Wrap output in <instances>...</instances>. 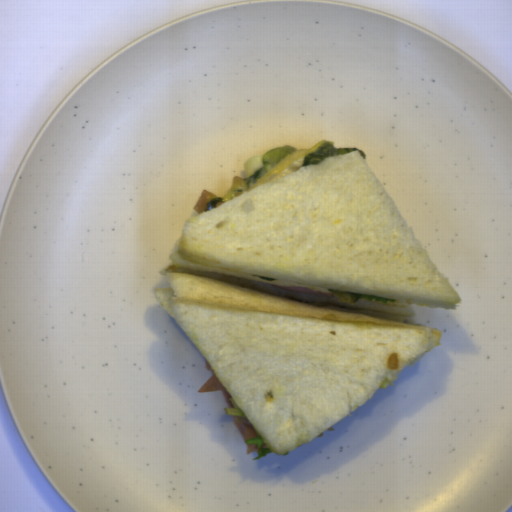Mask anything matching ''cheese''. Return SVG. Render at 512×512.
<instances>
[{
  "mask_svg": "<svg viewBox=\"0 0 512 512\" xmlns=\"http://www.w3.org/2000/svg\"><path fill=\"white\" fill-rule=\"evenodd\" d=\"M324 142H326L325 139L320 142H317L311 149H296V152L289 153L277 165H275L270 171H268L261 178H259L255 185L249 187L247 189L248 192L250 190H252L253 188H255L256 186H258L260 184H265L266 182L271 180L273 177L278 175L281 171H283L286 167H288L295 160L305 158L306 155L314 153L318 149V147L321 144H323Z\"/></svg>",
  "mask_w": 512,
  "mask_h": 512,
  "instance_id": "1",
  "label": "cheese"
}]
</instances>
